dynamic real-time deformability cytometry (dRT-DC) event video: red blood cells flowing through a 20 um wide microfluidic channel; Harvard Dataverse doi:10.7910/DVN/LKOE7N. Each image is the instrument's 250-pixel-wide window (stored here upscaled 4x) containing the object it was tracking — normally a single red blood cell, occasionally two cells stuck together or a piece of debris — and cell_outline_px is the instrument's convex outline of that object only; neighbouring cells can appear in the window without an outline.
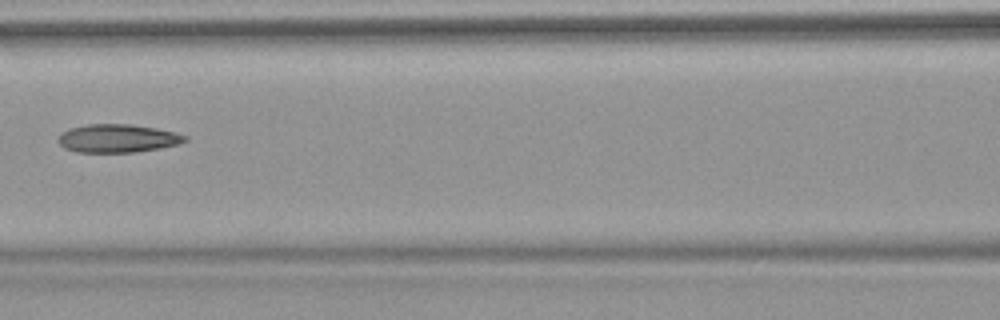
{"species": "common noctule bat (a hibernating species)", "species_latin": "Nyctalus noctula", "temperature_condition": "warm", "stored_images_in_passage": 8, "camera_frame_rate_fps": 3000, "um_per_image_px": 0.085, "animal": {"sex": "female", "body_mass_g": 18.4}, "frame": {"image": 1, "passage_image": 6, "time_ms": 6.667, "image_size_px": [1000, 320], "cell_outline_px": [[188, 140], [176, 144], [160, 148], [136, 152], [76, 152], [64, 148], [56, 140], [60, 132], [68, 128], [88, 124], [128, 124], [156, 128], [176, 132], [188, 136]], "centroid_in_image_um": [9.96, 11.75], "position_along_channel_um": 156.6, "area_um2": 21.04}}